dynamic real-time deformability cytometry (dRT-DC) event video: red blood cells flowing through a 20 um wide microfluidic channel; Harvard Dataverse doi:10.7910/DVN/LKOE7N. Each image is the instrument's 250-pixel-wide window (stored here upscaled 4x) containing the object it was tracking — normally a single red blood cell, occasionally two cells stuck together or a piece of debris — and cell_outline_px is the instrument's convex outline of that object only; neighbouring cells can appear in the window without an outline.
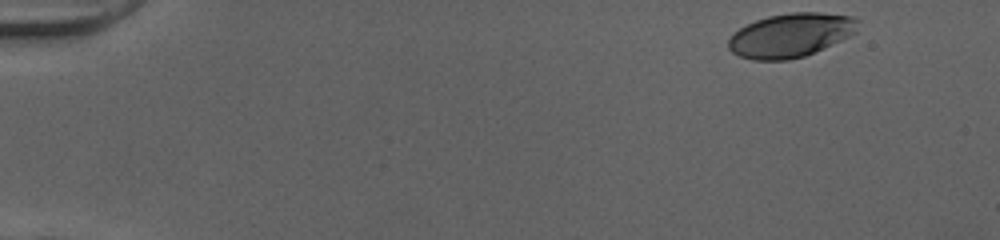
{"species": "human", "species_latin": "Homo sapiens", "temperature_condition": "cold", "stored_images_in_passage": 48, "camera_frame_rate_fps": 3000, "um_per_image_px": 0.085, "donor": {"sex": "female"}, "frame": {"image": 1, "passage_image": 1, "time_ms": 0.0, "image_size_px": [1000, 240], "cell_outline_px": [[860, 20], [856, 32], [840, 40], [804, 56], [788, 60], [752, 60], [740, 56], [732, 52], [728, 48], [728, 40], [740, 28], [756, 20], [768, 16], [792, 12], [820, 12], [852, 16]], "centroid_in_image_um": [67.21, 2.98], "position_along_channel_um": 17.8, "area_um2": 32.89}}
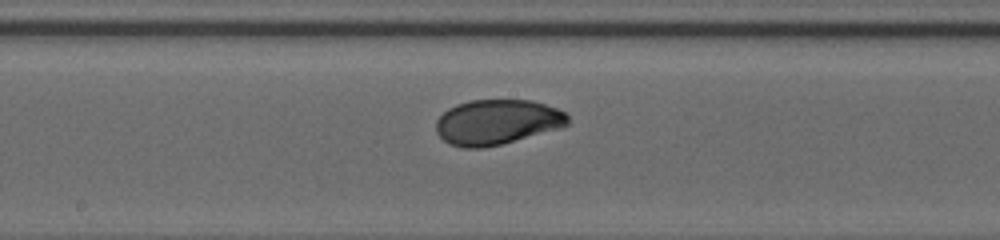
{"frame": {"image": 2, "passage_image": 25, "time_ms": 8.0, "image_size_px": [1000, 240], "cell_outline_px": [[568, 124], [564, 128], [484, 148], [464, 148], [448, 144], [436, 132], [436, 120], [448, 108], [456, 104], [468, 100], [532, 100], [556, 108], [564, 112], [568, 116]], "centroid_in_image_um": [42.25, 10.38], "position_along_channel_um": 206.0, "area_um2": 34.85}}
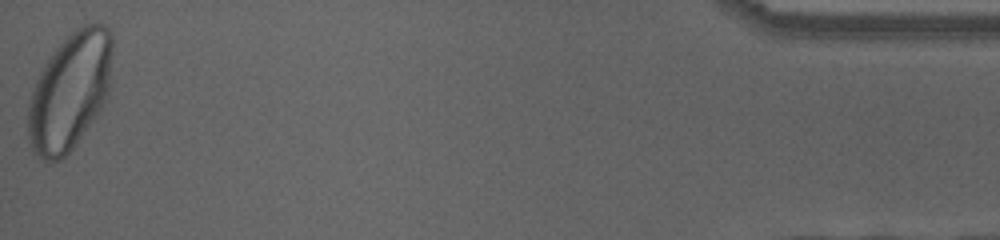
{"frame": {"image": 3, "passage_image": 48, "time_ms": 15.667, "image_size_px": [1000, 240], "cell_outline_px": [[112, 88], [104, 104], [76, 144], [60, 160], [44, 164], [32, 148], [28, 136], [28, 104], [32, 88], [40, 72], [56, 48], [76, 28], [84, 24], [104, 24], [112, 32]], "centroid_in_image_um": [5.97, 7.77], "position_along_channel_um": 429.2, "area_um2": 58.15}, "authors_computed_cell_mechanics": {"area_um2": 34.9112, "velocity_mm_per_s": 3.9999, "shape_relaxation_time_tau1_ms": 3.0473, "shape_relaxation_time_tau2_ms": null, "deformation_change_tau1": 0.1419, "deformation_change_tau2": null}}